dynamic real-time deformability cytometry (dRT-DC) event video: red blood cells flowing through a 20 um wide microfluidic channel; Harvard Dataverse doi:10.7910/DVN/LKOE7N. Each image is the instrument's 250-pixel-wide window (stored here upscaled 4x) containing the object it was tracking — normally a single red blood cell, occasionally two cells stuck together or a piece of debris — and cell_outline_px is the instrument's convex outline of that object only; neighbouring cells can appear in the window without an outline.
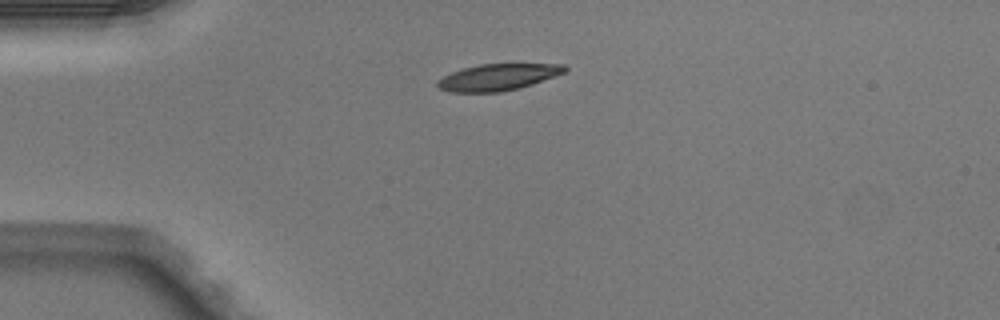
{"species": "Egyptian fruit bat (a non-hibernating species)", "species_latin": "Rousettus aegyptiacus", "temperature_condition": "warm", "stored_images_in_passage": 2, "camera_frame_rate_fps": 3000, "um_per_image_px": 0.085, "animal": {"sex": "male"}, "frame": {"image": 1, "passage_image": 1, "time_ms": 0.0, "image_size_px": [1000, 320], "cell_outline_px": [[568, 68], [564, 72], [532, 84], [520, 88], [500, 92], [448, 92], [440, 88], [436, 84], [444, 76], [452, 72], [464, 68], [480, 64], [564, 64]], "centroid_in_image_um": [42.32, 6.56], "position_along_channel_um": 42.7, "area_um2": 19.42}}